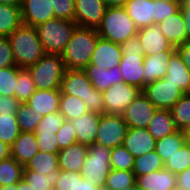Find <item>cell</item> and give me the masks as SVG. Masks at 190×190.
<instances>
[{
	"label": "cell",
	"instance_id": "24",
	"mask_svg": "<svg viewBox=\"0 0 190 190\" xmlns=\"http://www.w3.org/2000/svg\"><path fill=\"white\" fill-rule=\"evenodd\" d=\"M11 156L25 166L38 152L36 136L33 132H21L10 146Z\"/></svg>",
	"mask_w": 190,
	"mask_h": 190
},
{
	"label": "cell",
	"instance_id": "21",
	"mask_svg": "<svg viewBox=\"0 0 190 190\" xmlns=\"http://www.w3.org/2000/svg\"><path fill=\"white\" fill-rule=\"evenodd\" d=\"M124 8L138 30L154 24L155 0H128Z\"/></svg>",
	"mask_w": 190,
	"mask_h": 190
},
{
	"label": "cell",
	"instance_id": "31",
	"mask_svg": "<svg viewBox=\"0 0 190 190\" xmlns=\"http://www.w3.org/2000/svg\"><path fill=\"white\" fill-rule=\"evenodd\" d=\"M186 142L184 131L178 130L171 135L157 140L155 151L165 163Z\"/></svg>",
	"mask_w": 190,
	"mask_h": 190
},
{
	"label": "cell",
	"instance_id": "34",
	"mask_svg": "<svg viewBox=\"0 0 190 190\" xmlns=\"http://www.w3.org/2000/svg\"><path fill=\"white\" fill-rule=\"evenodd\" d=\"M162 168H164V162L155 150L134 159L133 172L136 177L156 172Z\"/></svg>",
	"mask_w": 190,
	"mask_h": 190
},
{
	"label": "cell",
	"instance_id": "32",
	"mask_svg": "<svg viewBox=\"0 0 190 190\" xmlns=\"http://www.w3.org/2000/svg\"><path fill=\"white\" fill-rule=\"evenodd\" d=\"M59 112L70 121L87 113L88 109L82 99L60 93Z\"/></svg>",
	"mask_w": 190,
	"mask_h": 190
},
{
	"label": "cell",
	"instance_id": "8",
	"mask_svg": "<svg viewBox=\"0 0 190 190\" xmlns=\"http://www.w3.org/2000/svg\"><path fill=\"white\" fill-rule=\"evenodd\" d=\"M141 90L124 81L110 86L102 92L104 100V113L122 115L126 107L135 100Z\"/></svg>",
	"mask_w": 190,
	"mask_h": 190
},
{
	"label": "cell",
	"instance_id": "41",
	"mask_svg": "<svg viewBox=\"0 0 190 190\" xmlns=\"http://www.w3.org/2000/svg\"><path fill=\"white\" fill-rule=\"evenodd\" d=\"M21 133L16 115H0V140L9 146Z\"/></svg>",
	"mask_w": 190,
	"mask_h": 190
},
{
	"label": "cell",
	"instance_id": "64",
	"mask_svg": "<svg viewBox=\"0 0 190 190\" xmlns=\"http://www.w3.org/2000/svg\"><path fill=\"white\" fill-rule=\"evenodd\" d=\"M125 190H140V189H139L138 186L135 184V185H133L132 187H130V188H128V189H125Z\"/></svg>",
	"mask_w": 190,
	"mask_h": 190
},
{
	"label": "cell",
	"instance_id": "61",
	"mask_svg": "<svg viewBox=\"0 0 190 190\" xmlns=\"http://www.w3.org/2000/svg\"><path fill=\"white\" fill-rule=\"evenodd\" d=\"M17 190H32V189H31V186H29L24 179H21L17 183Z\"/></svg>",
	"mask_w": 190,
	"mask_h": 190
},
{
	"label": "cell",
	"instance_id": "46",
	"mask_svg": "<svg viewBox=\"0 0 190 190\" xmlns=\"http://www.w3.org/2000/svg\"><path fill=\"white\" fill-rule=\"evenodd\" d=\"M182 2L155 0L154 23L158 24L165 18L177 13Z\"/></svg>",
	"mask_w": 190,
	"mask_h": 190
},
{
	"label": "cell",
	"instance_id": "65",
	"mask_svg": "<svg viewBox=\"0 0 190 190\" xmlns=\"http://www.w3.org/2000/svg\"><path fill=\"white\" fill-rule=\"evenodd\" d=\"M161 1L183 2L184 0H161Z\"/></svg>",
	"mask_w": 190,
	"mask_h": 190
},
{
	"label": "cell",
	"instance_id": "38",
	"mask_svg": "<svg viewBox=\"0 0 190 190\" xmlns=\"http://www.w3.org/2000/svg\"><path fill=\"white\" fill-rule=\"evenodd\" d=\"M15 88V98L21 103L26 101L37 90L35 83L33 82L32 75L27 68L18 67V80Z\"/></svg>",
	"mask_w": 190,
	"mask_h": 190
},
{
	"label": "cell",
	"instance_id": "37",
	"mask_svg": "<svg viewBox=\"0 0 190 190\" xmlns=\"http://www.w3.org/2000/svg\"><path fill=\"white\" fill-rule=\"evenodd\" d=\"M170 111L178 130H186L190 126V94H184Z\"/></svg>",
	"mask_w": 190,
	"mask_h": 190
},
{
	"label": "cell",
	"instance_id": "36",
	"mask_svg": "<svg viewBox=\"0 0 190 190\" xmlns=\"http://www.w3.org/2000/svg\"><path fill=\"white\" fill-rule=\"evenodd\" d=\"M24 166L12 156L0 161V183L5 186L18 183L23 177Z\"/></svg>",
	"mask_w": 190,
	"mask_h": 190
},
{
	"label": "cell",
	"instance_id": "57",
	"mask_svg": "<svg viewBox=\"0 0 190 190\" xmlns=\"http://www.w3.org/2000/svg\"><path fill=\"white\" fill-rule=\"evenodd\" d=\"M75 190H101L96 185H92L86 179H77V185L75 186Z\"/></svg>",
	"mask_w": 190,
	"mask_h": 190
},
{
	"label": "cell",
	"instance_id": "58",
	"mask_svg": "<svg viewBox=\"0 0 190 190\" xmlns=\"http://www.w3.org/2000/svg\"><path fill=\"white\" fill-rule=\"evenodd\" d=\"M11 156L10 146L0 140V161Z\"/></svg>",
	"mask_w": 190,
	"mask_h": 190
},
{
	"label": "cell",
	"instance_id": "48",
	"mask_svg": "<svg viewBox=\"0 0 190 190\" xmlns=\"http://www.w3.org/2000/svg\"><path fill=\"white\" fill-rule=\"evenodd\" d=\"M39 152L58 153L60 151L55 133L35 132Z\"/></svg>",
	"mask_w": 190,
	"mask_h": 190
},
{
	"label": "cell",
	"instance_id": "63",
	"mask_svg": "<svg viewBox=\"0 0 190 190\" xmlns=\"http://www.w3.org/2000/svg\"><path fill=\"white\" fill-rule=\"evenodd\" d=\"M186 142L190 144V126L184 130Z\"/></svg>",
	"mask_w": 190,
	"mask_h": 190
},
{
	"label": "cell",
	"instance_id": "20",
	"mask_svg": "<svg viewBox=\"0 0 190 190\" xmlns=\"http://www.w3.org/2000/svg\"><path fill=\"white\" fill-rule=\"evenodd\" d=\"M165 79L175 85L184 94L190 93V71L183 62L181 55L175 50L169 57Z\"/></svg>",
	"mask_w": 190,
	"mask_h": 190
},
{
	"label": "cell",
	"instance_id": "19",
	"mask_svg": "<svg viewBox=\"0 0 190 190\" xmlns=\"http://www.w3.org/2000/svg\"><path fill=\"white\" fill-rule=\"evenodd\" d=\"M101 114L90 112L70 120L76 130L77 142L92 146L95 142Z\"/></svg>",
	"mask_w": 190,
	"mask_h": 190
},
{
	"label": "cell",
	"instance_id": "49",
	"mask_svg": "<svg viewBox=\"0 0 190 190\" xmlns=\"http://www.w3.org/2000/svg\"><path fill=\"white\" fill-rule=\"evenodd\" d=\"M77 179H82L78 172L60 170L59 179L57 181L56 190H75Z\"/></svg>",
	"mask_w": 190,
	"mask_h": 190
},
{
	"label": "cell",
	"instance_id": "3",
	"mask_svg": "<svg viewBox=\"0 0 190 190\" xmlns=\"http://www.w3.org/2000/svg\"><path fill=\"white\" fill-rule=\"evenodd\" d=\"M96 30L99 37L117 44L123 43L138 33L136 24L124 7H108Z\"/></svg>",
	"mask_w": 190,
	"mask_h": 190
},
{
	"label": "cell",
	"instance_id": "10",
	"mask_svg": "<svg viewBox=\"0 0 190 190\" xmlns=\"http://www.w3.org/2000/svg\"><path fill=\"white\" fill-rule=\"evenodd\" d=\"M157 110L141 91L126 107L122 117L130 128H147Z\"/></svg>",
	"mask_w": 190,
	"mask_h": 190
},
{
	"label": "cell",
	"instance_id": "16",
	"mask_svg": "<svg viewBox=\"0 0 190 190\" xmlns=\"http://www.w3.org/2000/svg\"><path fill=\"white\" fill-rule=\"evenodd\" d=\"M144 56L135 53H123L119 63L123 81L140 89H144Z\"/></svg>",
	"mask_w": 190,
	"mask_h": 190
},
{
	"label": "cell",
	"instance_id": "54",
	"mask_svg": "<svg viewBox=\"0 0 190 190\" xmlns=\"http://www.w3.org/2000/svg\"><path fill=\"white\" fill-rule=\"evenodd\" d=\"M177 190H190V167L176 174Z\"/></svg>",
	"mask_w": 190,
	"mask_h": 190
},
{
	"label": "cell",
	"instance_id": "51",
	"mask_svg": "<svg viewBox=\"0 0 190 190\" xmlns=\"http://www.w3.org/2000/svg\"><path fill=\"white\" fill-rule=\"evenodd\" d=\"M85 105L88 111L103 114L104 100L102 92L94 88L87 97V102H85Z\"/></svg>",
	"mask_w": 190,
	"mask_h": 190
},
{
	"label": "cell",
	"instance_id": "59",
	"mask_svg": "<svg viewBox=\"0 0 190 190\" xmlns=\"http://www.w3.org/2000/svg\"><path fill=\"white\" fill-rule=\"evenodd\" d=\"M128 0H103L107 7H124Z\"/></svg>",
	"mask_w": 190,
	"mask_h": 190
},
{
	"label": "cell",
	"instance_id": "15",
	"mask_svg": "<svg viewBox=\"0 0 190 190\" xmlns=\"http://www.w3.org/2000/svg\"><path fill=\"white\" fill-rule=\"evenodd\" d=\"M122 56L120 44L99 37L89 64L97 65L98 68L111 69L119 66Z\"/></svg>",
	"mask_w": 190,
	"mask_h": 190
},
{
	"label": "cell",
	"instance_id": "60",
	"mask_svg": "<svg viewBox=\"0 0 190 190\" xmlns=\"http://www.w3.org/2000/svg\"><path fill=\"white\" fill-rule=\"evenodd\" d=\"M0 3L21 8L22 0H0Z\"/></svg>",
	"mask_w": 190,
	"mask_h": 190
},
{
	"label": "cell",
	"instance_id": "1",
	"mask_svg": "<svg viewBox=\"0 0 190 190\" xmlns=\"http://www.w3.org/2000/svg\"><path fill=\"white\" fill-rule=\"evenodd\" d=\"M98 38L95 28L77 26L61 54L65 69L83 70L89 65Z\"/></svg>",
	"mask_w": 190,
	"mask_h": 190
},
{
	"label": "cell",
	"instance_id": "23",
	"mask_svg": "<svg viewBox=\"0 0 190 190\" xmlns=\"http://www.w3.org/2000/svg\"><path fill=\"white\" fill-rule=\"evenodd\" d=\"M60 89L39 90L26 101L27 105L33 107L36 114L45 116L49 113L59 111Z\"/></svg>",
	"mask_w": 190,
	"mask_h": 190
},
{
	"label": "cell",
	"instance_id": "26",
	"mask_svg": "<svg viewBox=\"0 0 190 190\" xmlns=\"http://www.w3.org/2000/svg\"><path fill=\"white\" fill-rule=\"evenodd\" d=\"M174 51H163L159 54L144 56V87L165 77L169 57Z\"/></svg>",
	"mask_w": 190,
	"mask_h": 190
},
{
	"label": "cell",
	"instance_id": "53",
	"mask_svg": "<svg viewBox=\"0 0 190 190\" xmlns=\"http://www.w3.org/2000/svg\"><path fill=\"white\" fill-rule=\"evenodd\" d=\"M122 53H135L139 56H144V48L138 35L133 36L120 44Z\"/></svg>",
	"mask_w": 190,
	"mask_h": 190
},
{
	"label": "cell",
	"instance_id": "7",
	"mask_svg": "<svg viewBox=\"0 0 190 190\" xmlns=\"http://www.w3.org/2000/svg\"><path fill=\"white\" fill-rule=\"evenodd\" d=\"M128 130L122 115L101 114L94 144L113 149L123 144Z\"/></svg>",
	"mask_w": 190,
	"mask_h": 190
},
{
	"label": "cell",
	"instance_id": "5",
	"mask_svg": "<svg viewBox=\"0 0 190 190\" xmlns=\"http://www.w3.org/2000/svg\"><path fill=\"white\" fill-rule=\"evenodd\" d=\"M39 90L60 89L65 66L59 54H45L37 63L27 68Z\"/></svg>",
	"mask_w": 190,
	"mask_h": 190
},
{
	"label": "cell",
	"instance_id": "17",
	"mask_svg": "<svg viewBox=\"0 0 190 190\" xmlns=\"http://www.w3.org/2000/svg\"><path fill=\"white\" fill-rule=\"evenodd\" d=\"M134 157H139L155 150L156 140L146 128L128 127L122 144Z\"/></svg>",
	"mask_w": 190,
	"mask_h": 190
},
{
	"label": "cell",
	"instance_id": "55",
	"mask_svg": "<svg viewBox=\"0 0 190 190\" xmlns=\"http://www.w3.org/2000/svg\"><path fill=\"white\" fill-rule=\"evenodd\" d=\"M180 11L186 27L187 41L190 42V0H184L181 3Z\"/></svg>",
	"mask_w": 190,
	"mask_h": 190
},
{
	"label": "cell",
	"instance_id": "35",
	"mask_svg": "<svg viewBox=\"0 0 190 190\" xmlns=\"http://www.w3.org/2000/svg\"><path fill=\"white\" fill-rule=\"evenodd\" d=\"M136 184L133 171L113 170L109 172L103 190H125Z\"/></svg>",
	"mask_w": 190,
	"mask_h": 190
},
{
	"label": "cell",
	"instance_id": "66",
	"mask_svg": "<svg viewBox=\"0 0 190 190\" xmlns=\"http://www.w3.org/2000/svg\"><path fill=\"white\" fill-rule=\"evenodd\" d=\"M3 189V185L0 183V190H2Z\"/></svg>",
	"mask_w": 190,
	"mask_h": 190
},
{
	"label": "cell",
	"instance_id": "42",
	"mask_svg": "<svg viewBox=\"0 0 190 190\" xmlns=\"http://www.w3.org/2000/svg\"><path fill=\"white\" fill-rule=\"evenodd\" d=\"M135 157L123 146L111 149L110 165L113 170L133 171Z\"/></svg>",
	"mask_w": 190,
	"mask_h": 190
},
{
	"label": "cell",
	"instance_id": "13",
	"mask_svg": "<svg viewBox=\"0 0 190 190\" xmlns=\"http://www.w3.org/2000/svg\"><path fill=\"white\" fill-rule=\"evenodd\" d=\"M20 10L23 24L32 27L55 18L50 0H22Z\"/></svg>",
	"mask_w": 190,
	"mask_h": 190
},
{
	"label": "cell",
	"instance_id": "12",
	"mask_svg": "<svg viewBox=\"0 0 190 190\" xmlns=\"http://www.w3.org/2000/svg\"><path fill=\"white\" fill-rule=\"evenodd\" d=\"M94 89L84 70L66 69L61 80L62 94H69L87 102V97Z\"/></svg>",
	"mask_w": 190,
	"mask_h": 190
},
{
	"label": "cell",
	"instance_id": "2",
	"mask_svg": "<svg viewBox=\"0 0 190 190\" xmlns=\"http://www.w3.org/2000/svg\"><path fill=\"white\" fill-rule=\"evenodd\" d=\"M8 38L19 68L34 65L46 54L35 27L22 23Z\"/></svg>",
	"mask_w": 190,
	"mask_h": 190
},
{
	"label": "cell",
	"instance_id": "25",
	"mask_svg": "<svg viewBox=\"0 0 190 190\" xmlns=\"http://www.w3.org/2000/svg\"><path fill=\"white\" fill-rule=\"evenodd\" d=\"M88 146L75 143L58 152V165L60 170L80 173L86 159Z\"/></svg>",
	"mask_w": 190,
	"mask_h": 190
},
{
	"label": "cell",
	"instance_id": "62",
	"mask_svg": "<svg viewBox=\"0 0 190 190\" xmlns=\"http://www.w3.org/2000/svg\"><path fill=\"white\" fill-rule=\"evenodd\" d=\"M2 190H17V183L5 185Z\"/></svg>",
	"mask_w": 190,
	"mask_h": 190
},
{
	"label": "cell",
	"instance_id": "29",
	"mask_svg": "<svg viewBox=\"0 0 190 190\" xmlns=\"http://www.w3.org/2000/svg\"><path fill=\"white\" fill-rule=\"evenodd\" d=\"M60 169L50 171L48 174H41L28 170L24 166L23 177L32 190H51L56 187L59 179Z\"/></svg>",
	"mask_w": 190,
	"mask_h": 190
},
{
	"label": "cell",
	"instance_id": "9",
	"mask_svg": "<svg viewBox=\"0 0 190 190\" xmlns=\"http://www.w3.org/2000/svg\"><path fill=\"white\" fill-rule=\"evenodd\" d=\"M142 92L157 109L163 110H170L184 95L180 88H176L165 78L148 84Z\"/></svg>",
	"mask_w": 190,
	"mask_h": 190
},
{
	"label": "cell",
	"instance_id": "47",
	"mask_svg": "<svg viewBox=\"0 0 190 190\" xmlns=\"http://www.w3.org/2000/svg\"><path fill=\"white\" fill-rule=\"evenodd\" d=\"M56 137L60 150L77 143L76 130L68 120L62 124L61 128L56 133Z\"/></svg>",
	"mask_w": 190,
	"mask_h": 190
},
{
	"label": "cell",
	"instance_id": "39",
	"mask_svg": "<svg viewBox=\"0 0 190 190\" xmlns=\"http://www.w3.org/2000/svg\"><path fill=\"white\" fill-rule=\"evenodd\" d=\"M16 117L21 132L35 133L43 116L36 114L33 107L28 106L27 103H21Z\"/></svg>",
	"mask_w": 190,
	"mask_h": 190
},
{
	"label": "cell",
	"instance_id": "44",
	"mask_svg": "<svg viewBox=\"0 0 190 190\" xmlns=\"http://www.w3.org/2000/svg\"><path fill=\"white\" fill-rule=\"evenodd\" d=\"M65 121V117L59 111L49 113L42 117L35 132L56 134Z\"/></svg>",
	"mask_w": 190,
	"mask_h": 190
},
{
	"label": "cell",
	"instance_id": "28",
	"mask_svg": "<svg viewBox=\"0 0 190 190\" xmlns=\"http://www.w3.org/2000/svg\"><path fill=\"white\" fill-rule=\"evenodd\" d=\"M146 129L156 141L178 131L171 111L163 109H158L155 112Z\"/></svg>",
	"mask_w": 190,
	"mask_h": 190
},
{
	"label": "cell",
	"instance_id": "40",
	"mask_svg": "<svg viewBox=\"0 0 190 190\" xmlns=\"http://www.w3.org/2000/svg\"><path fill=\"white\" fill-rule=\"evenodd\" d=\"M164 167L174 174L190 167V144L185 142L165 163Z\"/></svg>",
	"mask_w": 190,
	"mask_h": 190
},
{
	"label": "cell",
	"instance_id": "11",
	"mask_svg": "<svg viewBox=\"0 0 190 190\" xmlns=\"http://www.w3.org/2000/svg\"><path fill=\"white\" fill-rule=\"evenodd\" d=\"M107 8L103 0H75L74 21L79 27L97 29Z\"/></svg>",
	"mask_w": 190,
	"mask_h": 190
},
{
	"label": "cell",
	"instance_id": "22",
	"mask_svg": "<svg viewBox=\"0 0 190 190\" xmlns=\"http://www.w3.org/2000/svg\"><path fill=\"white\" fill-rule=\"evenodd\" d=\"M91 84L100 92L106 91L110 86L123 81L122 73L119 66L111 69L98 68L97 65H87L83 69Z\"/></svg>",
	"mask_w": 190,
	"mask_h": 190
},
{
	"label": "cell",
	"instance_id": "45",
	"mask_svg": "<svg viewBox=\"0 0 190 190\" xmlns=\"http://www.w3.org/2000/svg\"><path fill=\"white\" fill-rule=\"evenodd\" d=\"M55 18L74 21L75 0H50Z\"/></svg>",
	"mask_w": 190,
	"mask_h": 190
},
{
	"label": "cell",
	"instance_id": "50",
	"mask_svg": "<svg viewBox=\"0 0 190 190\" xmlns=\"http://www.w3.org/2000/svg\"><path fill=\"white\" fill-rule=\"evenodd\" d=\"M16 66L13 50L8 37H0V69Z\"/></svg>",
	"mask_w": 190,
	"mask_h": 190
},
{
	"label": "cell",
	"instance_id": "52",
	"mask_svg": "<svg viewBox=\"0 0 190 190\" xmlns=\"http://www.w3.org/2000/svg\"><path fill=\"white\" fill-rule=\"evenodd\" d=\"M21 102L15 97L0 95V115H16Z\"/></svg>",
	"mask_w": 190,
	"mask_h": 190
},
{
	"label": "cell",
	"instance_id": "30",
	"mask_svg": "<svg viewBox=\"0 0 190 190\" xmlns=\"http://www.w3.org/2000/svg\"><path fill=\"white\" fill-rule=\"evenodd\" d=\"M22 23L20 7L0 3V37H8Z\"/></svg>",
	"mask_w": 190,
	"mask_h": 190
},
{
	"label": "cell",
	"instance_id": "56",
	"mask_svg": "<svg viewBox=\"0 0 190 190\" xmlns=\"http://www.w3.org/2000/svg\"><path fill=\"white\" fill-rule=\"evenodd\" d=\"M175 49L181 55L183 62L190 71V42H184L183 44L178 45Z\"/></svg>",
	"mask_w": 190,
	"mask_h": 190
},
{
	"label": "cell",
	"instance_id": "27",
	"mask_svg": "<svg viewBox=\"0 0 190 190\" xmlns=\"http://www.w3.org/2000/svg\"><path fill=\"white\" fill-rule=\"evenodd\" d=\"M158 25L163 35L175 48L187 42L186 27L180 10L162 20Z\"/></svg>",
	"mask_w": 190,
	"mask_h": 190
},
{
	"label": "cell",
	"instance_id": "33",
	"mask_svg": "<svg viewBox=\"0 0 190 190\" xmlns=\"http://www.w3.org/2000/svg\"><path fill=\"white\" fill-rule=\"evenodd\" d=\"M28 170L41 174H48L50 171L58 170V153L38 152L26 165Z\"/></svg>",
	"mask_w": 190,
	"mask_h": 190
},
{
	"label": "cell",
	"instance_id": "14",
	"mask_svg": "<svg viewBox=\"0 0 190 190\" xmlns=\"http://www.w3.org/2000/svg\"><path fill=\"white\" fill-rule=\"evenodd\" d=\"M144 48V56L159 54L163 51H175V47L163 35L159 25L154 23L138 30L137 33Z\"/></svg>",
	"mask_w": 190,
	"mask_h": 190
},
{
	"label": "cell",
	"instance_id": "18",
	"mask_svg": "<svg viewBox=\"0 0 190 190\" xmlns=\"http://www.w3.org/2000/svg\"><path fill=\"white\" fill-rule=\"evenodd\" d=\"M176 181V174L165 167L136 177V185L140 190H176Z\"/></svg>",
	"mask_w": 190,
	"mask_h": 190
},
{
	"label": "cell",
	"instance_id": "43",
	"mask_svg": "<svg viewBox=\"0 0 190 190\" xmlns=\"http://www.w3.org/2000/svg\"><path fill=\"white\" fill-rule=\"evenodd\" d=\"M18 80V66L0 69V95L15 97V88Z\"/></svg>",
	"mask_w": 190,
	"mask_h": 190
},
{
	"label": "cell",
	"instance_id": "4",
	"mask_svg": "<svg viewBox=\"0 0 190 190\" xmlns=\"http://www.w3.org/2000/svg\"><path fill=\"white\" fill-rule=\"evenodd\" d=\"M77 26L75 21L54 18L35 28L45 53L61 55Z\"/></svg>",
	"mask_w": 190,
	"mask_h": 190
},
{
	"label": "cell",
	"instance_id": "6",
	"mask_svg": "<svg viewBox=\"0 0 190 190\" xmlns=\"http://www.w3.org/2000/svg\"><path fill=\"white\" fill-rule=\"evenodd\" d=\"M110 153V148L100 144L89 146L86 159L80 171L82 178L101 190L104 189L105 180L111 171Z\"/></svg>",
	"mask_w": 190,
	"mask_h": 190
}]
</instances>
